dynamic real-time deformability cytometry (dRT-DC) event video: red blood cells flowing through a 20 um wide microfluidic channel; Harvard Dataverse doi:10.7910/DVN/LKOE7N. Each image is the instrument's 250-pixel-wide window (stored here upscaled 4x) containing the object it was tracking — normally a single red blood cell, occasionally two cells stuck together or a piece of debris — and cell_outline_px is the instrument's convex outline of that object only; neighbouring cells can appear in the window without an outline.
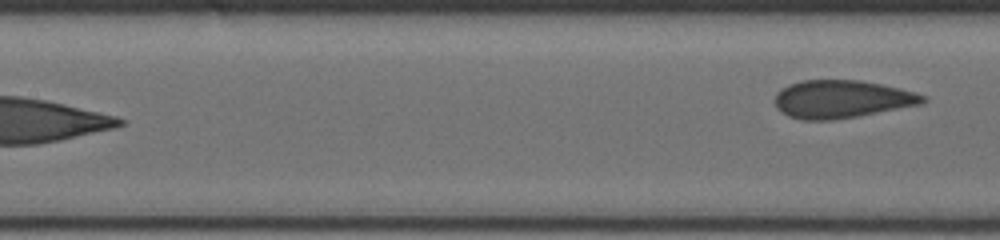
{"species": "human", "species_latin": "Homo sapiens", "temperature_condition": "cold", "stored_images_in_passage": 13, "segment_of_instrument_passage": [2, 2], "camera_frame_rate_fps": 3000, "um_per_image_px": 0.085, "donor": {"sex": "male"}, "frame": {"image": 1, "passage_image": 13, "time_ms": 10.0, "image_size_px": [1000, 240], "cell_outline_px": [[928, 100], [920, 104], [856, 116], [832, 120], [800, 120], [788, 116], [776, 108], [772, 100], [776, 92], [800, 80], [860, 80], [900, 88], [924, 96]], "centroid_in_image_um": [71.47, 8.43], "position_along_channel_um": 135.9, "area_um2": 32.48}}